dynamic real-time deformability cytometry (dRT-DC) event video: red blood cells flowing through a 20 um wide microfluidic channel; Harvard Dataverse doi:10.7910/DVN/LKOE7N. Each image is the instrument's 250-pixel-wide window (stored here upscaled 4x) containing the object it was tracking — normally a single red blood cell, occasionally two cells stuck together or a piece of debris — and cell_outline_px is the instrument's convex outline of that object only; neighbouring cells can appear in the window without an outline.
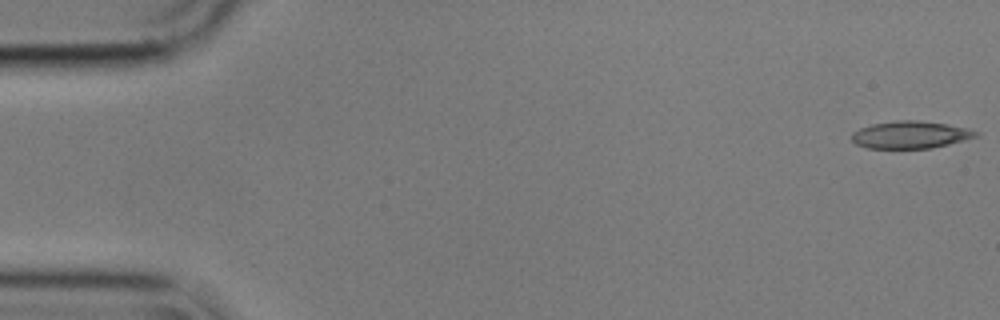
{"species": "common noctule bat (a hibernating species)", "species_latin": "Nyctalus noctula", "temperature_condition": "cold", "stored_images_in_passage": 56, "camera_frame_rate_fps": 3000, "um_per_image_px": 0.085, "animal": {"sex": "male", "body_mass_g": 17.9}, "frame": {"image": 1, "passage_image": 1, "time_ms": 0.0, "image_size_px": [1000, 320], "cell_outline_px": [[980, 136], [932, 148], [868, 148], [856, 144], [852, 140], [852, 132], [860, 128], [872, 124], [896, 120], [916, 120], [944, 124], [968, 128], [980, 132]], "centroid_in_image_um": [77.4, 11.45], "position_along_channel_um": 7.6, "area_um2": 19.71}}
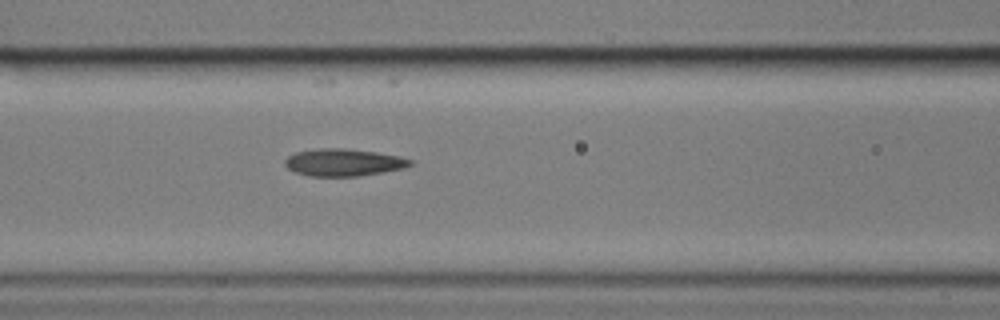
{"frame": {"image": 2, "passage_image": 23, "time_ms": 7.333, "image_size_px": [1000, 320], "cell_outline_px": [[412, 164], [404, 168], [384, 172], [356, 176], [308, 176], [296, 172], [288, 168], [284, 164], [284, 160], [288, 156], [296, 152], [316, 148], [344, 148], [376, 152], [400, 156], [412, 160]], "centroid_in_image_um": [29.19, 13.8], "position_along_channel_um": 137.4, "area_um2": 19.94}}
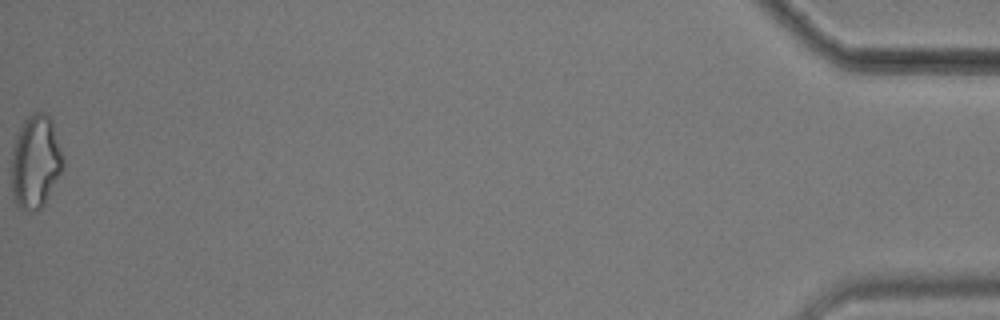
{"frame": {"image": 3, "passage_image": 56, "time_ms": 18.333, "image_size_px": [1000, 320], "cell_outline_px": [[64, 168], [44, 204], [40, 208], [32, 212], [28, 212], [20, 208], [12, 200], [12, 148], [16, 136], [24, 120], [32, 112], [44, 112], [48, 116], [52, 124], [64, 160]], "centroid_in_image_um": [3.0, 13.79], "position_along_channel_um": 432.2, "area_um2": 28.03}, "authors_computed_cell_mechanics": {"area_um2": 20.2011, "velocity_mm_per_s": 3.5769, "shape_relaxation_time_tau1_ms": 9.1541, "shape_relaxation_time_tau2_ms": 3.6188, "deformation_change_tau1": 0.1647, "deformation_change_tau2": 0.12}}